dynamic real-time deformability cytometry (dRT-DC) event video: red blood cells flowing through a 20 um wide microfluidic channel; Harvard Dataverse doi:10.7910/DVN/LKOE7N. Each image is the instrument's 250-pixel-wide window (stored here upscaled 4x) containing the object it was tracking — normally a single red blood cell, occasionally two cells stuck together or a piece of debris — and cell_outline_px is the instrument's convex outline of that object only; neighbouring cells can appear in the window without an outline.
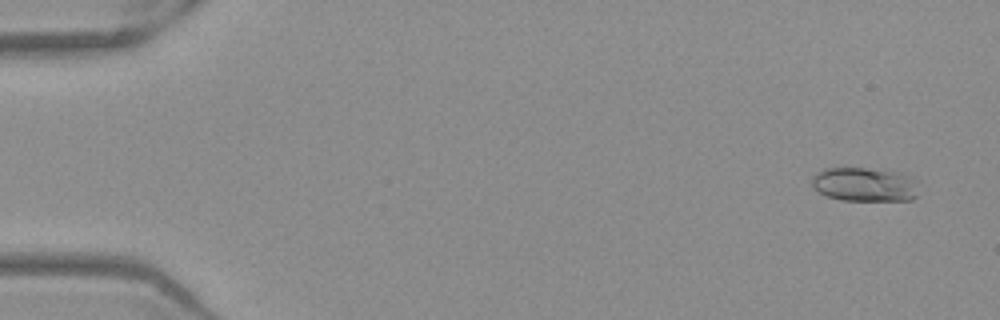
{"species": "Egyptian fruit bat (a non-hibernating species)", "species_latin": "Rousettus aegyptiacus", "temperature_condition": "warm", "stored_images_in_passage": 52, "camera_frame_rate_fps": 3000, "um_per_image_px": 0.085, "frame": {"image": 1, "passage_image": 3, "time_ms": 0.667, "image_size_px": [1000, 320], "cell_outline_px": [[916, 196], [912, 200], [840, 200], [828, 196], [812, 188], [812, 176], [816, 172], [824, 168], [868, 168], [900, 172], [916, 180]], "centroid_in_image_um": [73.46, 15.67], "position_along_channel_um": 11.5, "area_um2": 21.21}}
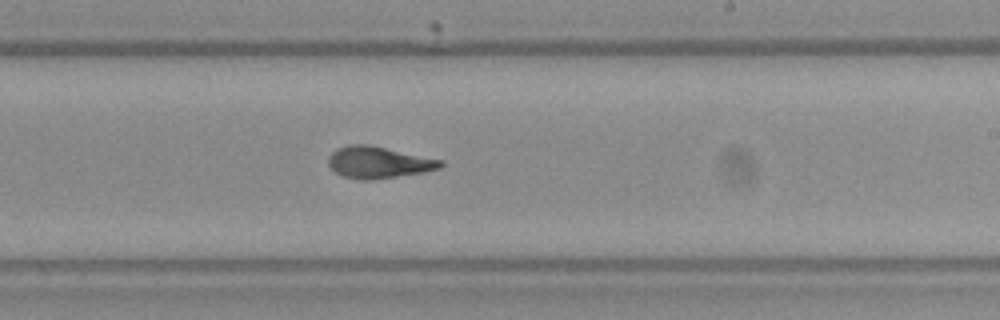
{"frame": {"image": 2, "passage_image": 32, "time_ms": 10.333, "image_size_px": [1000, 320], "cell_outline_px": [[444, 164], [440, 168], [424, 172], [372, 180], [360, 180], [344, 176], [336, 172], [328, 164], [328, 156], [336, 148], [348, 144], [368, 144], [444, 160]], "centroid_in_image_um": [32.18, 13.79], "position_along_channel_um": 256.8, "area_um2": 20.81}}
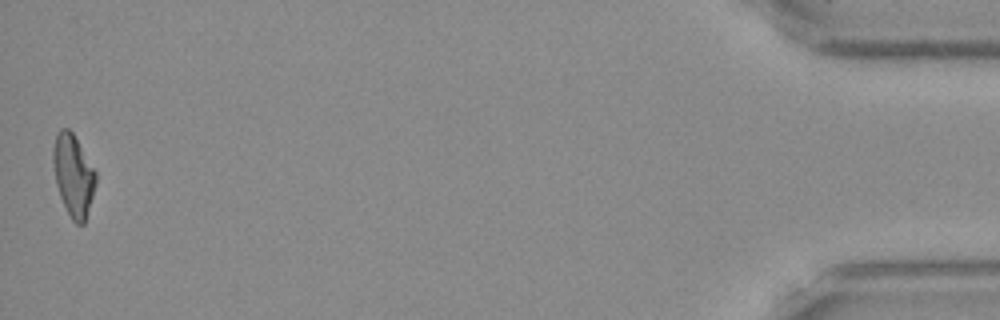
{"frame": {"image": 3, "passage_image": 52, "time_ms": 17.0, "image_size_px": [1000, 320], "cell_outline_px": [[96, 184], [84, 224], [76, 224], [72, 220], [60, 196], [56, 184], [52, 160], [52, 148], [56, 132], [60, 128], [68, 128], [72, 132], [96, 172]], "centroid_in_image_um": [6.21, 14.87], "position_along_channel_um": 429.0, "area_um2": 20.23}, "authors_computed_cell_mechanics": {"area_um2": 20.5479, "velocity_mm_per_s": 3.9433, "shape_relaxation_time_tau1_ms": 3.1602, "shape_relaxation_time_tau2_ms": 1.5289, "deformation_change_tau1": 0.1653, "deformation_change_tau2": 0.0811}}